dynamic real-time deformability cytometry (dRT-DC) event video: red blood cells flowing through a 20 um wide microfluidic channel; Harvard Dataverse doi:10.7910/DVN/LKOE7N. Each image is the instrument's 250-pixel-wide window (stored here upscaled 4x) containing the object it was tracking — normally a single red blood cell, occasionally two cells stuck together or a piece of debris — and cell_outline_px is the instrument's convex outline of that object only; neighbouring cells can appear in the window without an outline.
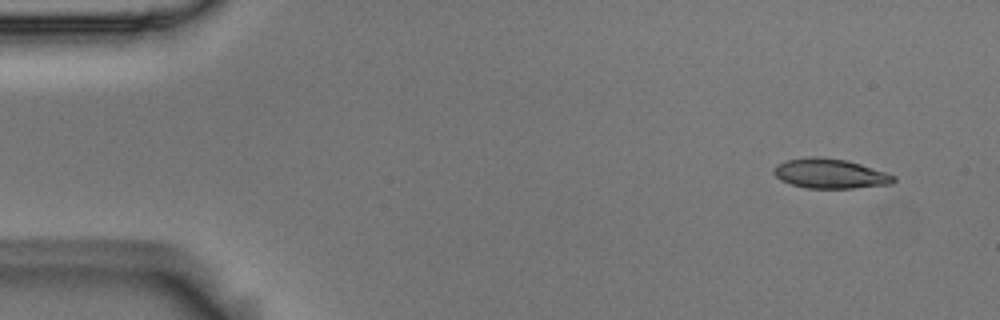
{"species": "Egyptian fruit bat (a non-hibernating species)", "species_latin": "Rousettus aegyptiacus", "temperature_condition": "room temperature", "stored_images_in_passage": 4, "camera_frame_rate_fps": 3000, "um_per_image_px": 0.085, "animal": {"sex": "male"}, "frame": {"image": 1, "passage_image": 1, "time_ms": 0.0, "image_size_px": [1000, 320], "cell_outline_px": [[896, 180], [892, 184], [852, 188], [808, 188], [792, 184], [780, 180], [772, 172], [772, 168], [776, 164], [788, 160], [816, 156], [844, 160], [860, 164], [896, 176]], "centroid_in_image_um": [70.54, 14.76], "position_along_channel_um": 14.5, "area_um2": 20.52}}
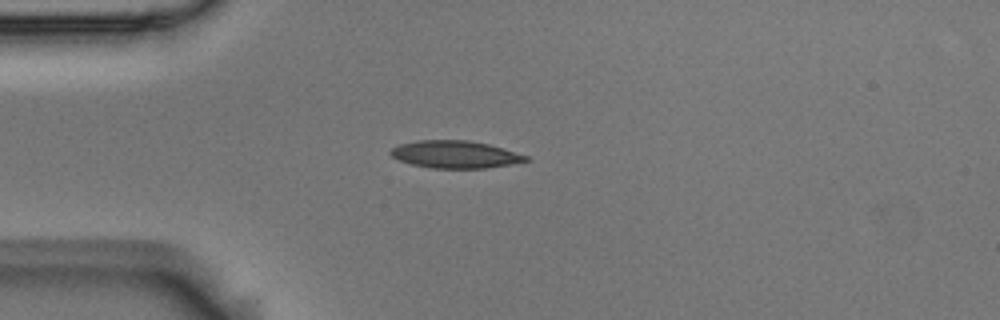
{"frame": {"image": 2, "passage_image": 4, "time_ms": 1.0, "image_size_px": [1000, 320], "cell_outline_px": [[528, 160], [508, 164], [484, 168], [432, 168], [412, 164], [400, 160], [392, 156], [388, 152], [392, 148], [400, 144], [416, 140], [468, 140], [488, 144], [528, 156]], "centroid_in_image_um": [38.63, 13.11], "position_along_channel_um": 46.4, "area_um2": 21.27}}